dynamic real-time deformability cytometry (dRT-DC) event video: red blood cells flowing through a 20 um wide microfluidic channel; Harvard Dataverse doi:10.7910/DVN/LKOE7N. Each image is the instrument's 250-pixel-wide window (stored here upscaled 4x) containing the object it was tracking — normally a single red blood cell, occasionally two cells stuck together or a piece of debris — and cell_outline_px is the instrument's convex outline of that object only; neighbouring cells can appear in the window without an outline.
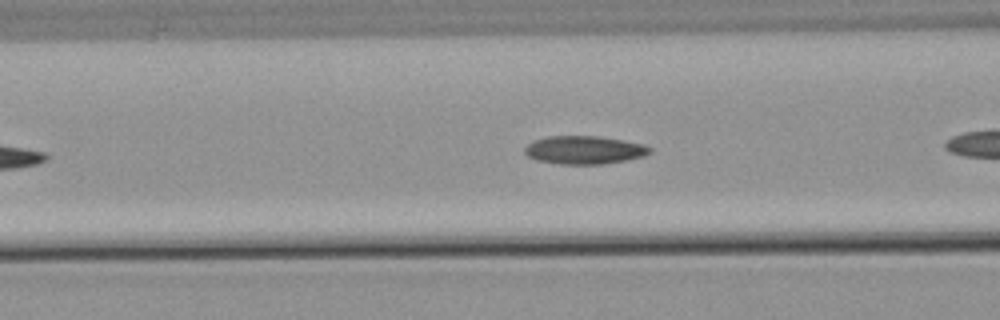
{"species": "common noctule bat (a hibernating species)", "species_latin": "Nyctalus noctula", "temperature_condition": "warm", "stored_images_in_passage": 17, "camera_frame_rate_fps": 3000, "um_per_image_px": 0.085, "animal": {"sex": "male", "body_mass_g": 21.5, "forearm_length_mm": 52.0}, "frame": {"image": 1, "passage_image": 6, "time_ms": 1.667, "image_size_px": [1000, 320], "cell_outline_px": [[652, 152], [644, 156], [628, 160], [604, 164], [560, 164], [536, 160], [528, 156], [524, 152], [524, 148], [528, 144], [536, 140], [548, 136], [600, 136], [624, 140], [644, 144], [652, 148]], "centroid_in_image_um": [49.71, 12.75], "position_along_channel_um": 116.9, "area_um2": 20.69}}